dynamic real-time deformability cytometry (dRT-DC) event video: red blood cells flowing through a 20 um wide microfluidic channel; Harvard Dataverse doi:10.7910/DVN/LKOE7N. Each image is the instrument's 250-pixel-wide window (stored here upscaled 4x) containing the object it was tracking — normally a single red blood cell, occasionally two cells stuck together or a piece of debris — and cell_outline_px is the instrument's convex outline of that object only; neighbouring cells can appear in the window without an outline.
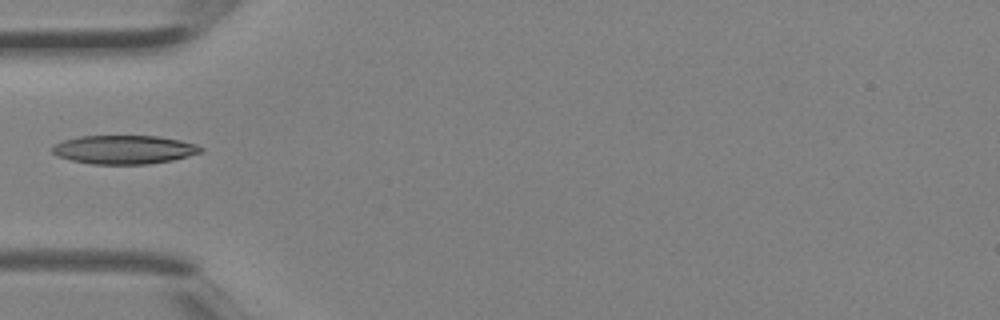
{"species": "Egyptian fruit bat (a non-hibernating species)", "species_latin": "Rousettus aegyptiacus", "temperature_condition": "room temperature", "stored_images_in_passage": 2, "camera_frame_rate_fps": 3000, "um_per_image_px": 0.085, "animal": {"sex": "female"}, "frame": {"image": 1, "passage_image": 2, "time_ms": 0.333, "image_size_px": [1000, 320], "cell_outline_px": [[204, 148], [200, 152], [188, 156], [172, 160], [148, 164], [92, 164], [72, 160], [56, 156], [52, 152], [52, 144], [60, 140], [80, 136], [156, 136], [180, 140], [196, 144]], "centroid_in_image_um": [10.5, 12.71], "position_along_channel_um": 74.5, "area_um2": 24.91}}